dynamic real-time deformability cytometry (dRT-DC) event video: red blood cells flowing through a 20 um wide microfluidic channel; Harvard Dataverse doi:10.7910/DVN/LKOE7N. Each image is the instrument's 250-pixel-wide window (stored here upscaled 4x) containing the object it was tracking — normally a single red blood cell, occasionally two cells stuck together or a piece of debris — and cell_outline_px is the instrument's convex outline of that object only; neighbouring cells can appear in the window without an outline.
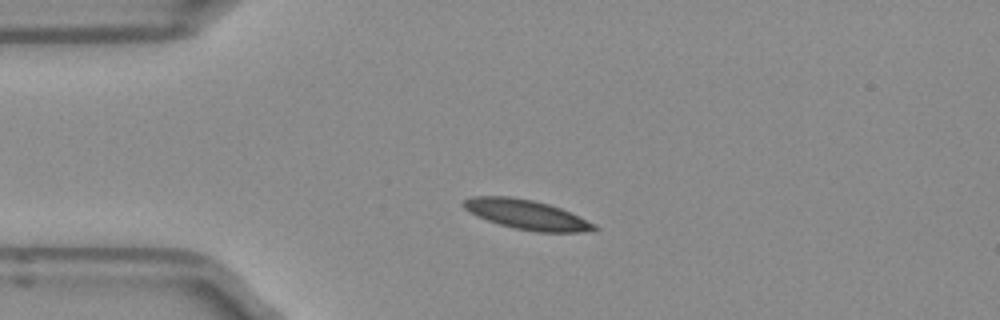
{"species": "Egyptian fruit bat (a non-hibernating species)", "species_latin": "Rousettus aegyptiacus", "temperature_condition": "room temperature", "stored_images_in_passage": 41, "camera_frame_rate_fps": 3000, "um_per_image_px": 0.085, "frame": {"image": 1, "passage_image": 1, "time_ms": 0.0, "image_size_px": [1000, 320], "cell_outline_px": [[600, 228], [596, 232], [536, 232], [512, 228], [476, 216], [464, 208], [460, 204], [464, 200], [472, 196], [512, 196], [532, 200], [548, 204], [560, 208], [596, 224]], "centroid_in_image_um": [44.78, 18.25], "position_along_channel_um": 40.2, "area_um2": 22.72}}
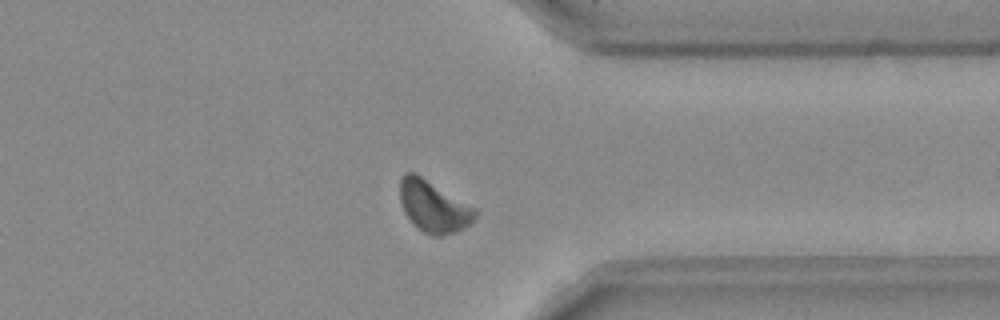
{"frame": {"image": 2, "passage_image": 29, "time_ms": 9.333, "image_size_px": [1000, 320], "cell_outline_px": [[476, 216], [464, 228], [456, 232], [440, 236], [432, 236], [416, 228], [412, 224], [404, 212], [400, 200], [400, 180], [404, 172], [412, 172], [420, 176], [476, 208]], "centroid_in_image_um": [36.82, 17.57], "position_along_channel_um": 374.6, "area_um2": 22.37}}
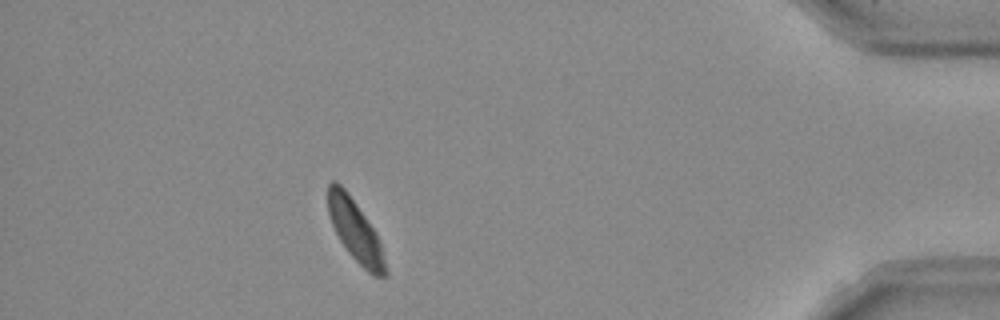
{"frame": {"image": 3, "passage_image": 35, "time_ms": 11.333, "image_size_px": [1000, 320], "cell_outline_px": [[388, 276], [372, 276], [348, 252], [340, 240], [332, 224], [328, 212], [328, 184], [332, 180], [336, 180], [344, 188], [356, 204], [376, 232], [380, 244], [388, 272]], "centroid_in_image_um": [30.2, 19.61], "position_along_channel_um": 405.0, "area_um2": 20.23}, "authors_computed_cell_mechanics": {"area_um2": 21.7906, "velocity_mm_per_s": 3.8927, "shape_relaxation_time_tau1_ms": 5.5818, "shape_relaxation_time_tau2_ms": 7.3083, "deformation_change_tau1": 0.1018, "deformation_change_tau2": 0.1156}}